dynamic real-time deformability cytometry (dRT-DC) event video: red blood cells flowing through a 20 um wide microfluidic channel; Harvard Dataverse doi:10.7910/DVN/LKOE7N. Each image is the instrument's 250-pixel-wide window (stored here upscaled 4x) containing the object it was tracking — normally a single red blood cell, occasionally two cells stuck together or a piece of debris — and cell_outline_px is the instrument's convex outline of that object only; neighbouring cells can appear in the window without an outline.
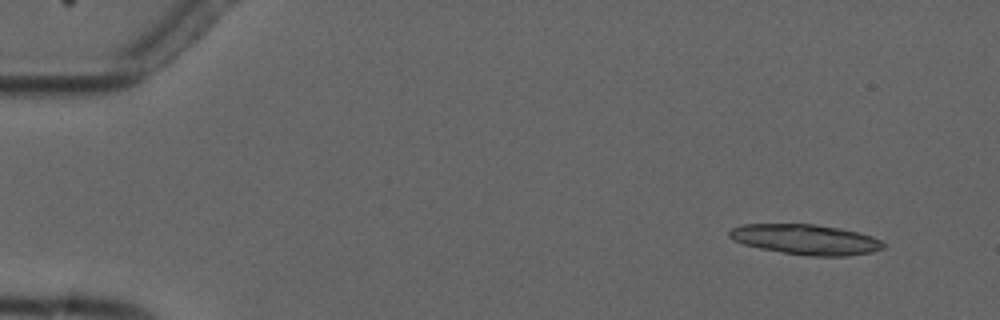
{"species": "common noctule bat (a hibernating species)", "species_latin": "Nyctalus noctula", "temperature_condition": "cold", "stored_images_in_passage": 9, "camera_frame_rate_fps": 3000, "um_per_image_px": 0.085, "animal": {"sex": "male", "forearm_length_mm": 52.5}, "frame": {"image": 1, "passage_image": 2, "time_ms": 1.333, "image_size_px": [1000, 320], "cell_outline_px": [[884, 248], [872, 252], [848, 256], [808, 256], [760, 248], [744, 244], [732, 240], [728, 236], [728, 232], [732, 228], [744, 224], [816, 224], [840, 228], [860, 232], [872, 236], [880, 240], [884, 244]], "centroid_in_image_um": [68.5, 20.35], "position_along_channel_um": 16.5, "area_um2": 27.17}}
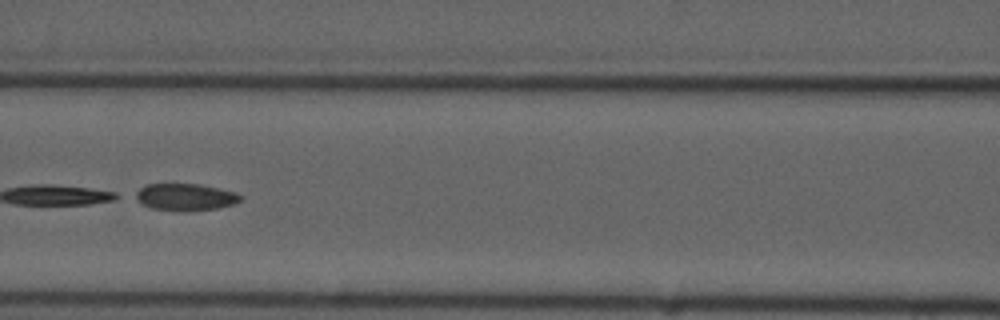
{"frame": {"image": 2, "passage_image": 7, "time_ms": 8.0, "image_size_px": [1000, 320], "cell_outline_px": [[244, 196], [240, 200], [232, 204], [216, 208], [184, 212], [152, 208], [140, 204], [132, 196], [132, 192], [148, 184], [200, 184], [236, 192]], "centroid_in_image_um": [15.69, 16.75], "position_along_channel_um": 150.9, "area_um2": 16.76}}
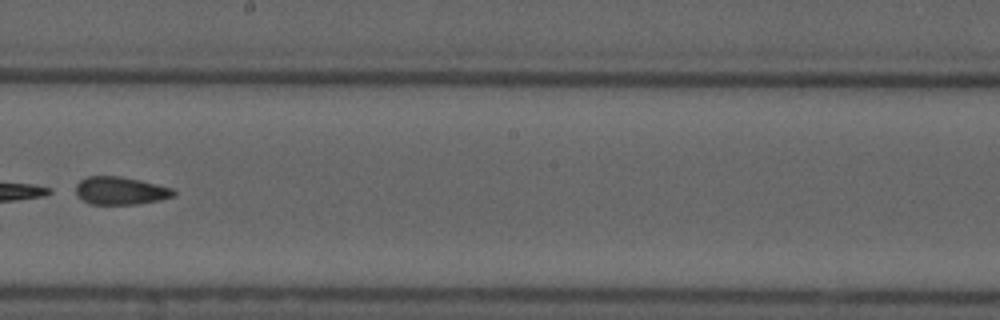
{"frame": {"image": 3, "passage_image": 9, "time_ms": 10.333, "image_size_px": [1000, 320], "cell_outline_px": [[176, 196], [160, 200], [136, 204], [92, 204], [76, 196], [76, 184], [80, 180], [88, 176], [120, 176], [140, 180], [172, 188], [176, 192]], "centroid_in_image_um": [10.25, 16.21], "position_along_channel_um": 238.0, "area_um2": 15.9}}